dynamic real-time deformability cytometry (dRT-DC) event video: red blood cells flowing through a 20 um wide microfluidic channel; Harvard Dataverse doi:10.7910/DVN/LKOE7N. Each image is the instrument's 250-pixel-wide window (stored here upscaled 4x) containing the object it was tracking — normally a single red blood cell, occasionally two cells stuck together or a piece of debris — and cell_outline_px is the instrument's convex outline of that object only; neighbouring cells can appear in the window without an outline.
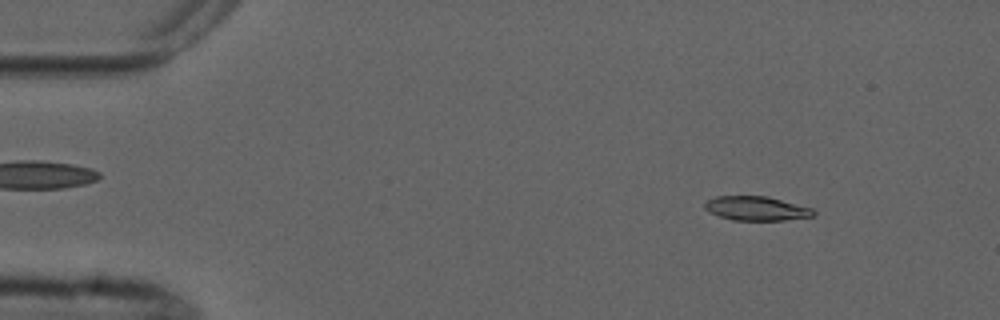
{"species": "common noctule bat (a hibernating species)", "species_latin": "Nyctalus noctula", "temperature_condition": "cold", "stored_images_in_passage": 4, "camera_frame_rate_fps": 3000, "um_per_image_px": 0.085, "animal": {"sex": "male", "forearm_length_mm": 52.5}, "frame": {"image": 1, "passage_image": 1, "time_ms": 0.0, "image_size_px": [1000, 320], "cell_outline_px": [[816, 216], [784, 220], [732, 220], [708, 212], [704, 208], [704, 204], [708, 200], [716, 196], [768, 196], [812, 208], [816, 212]], "centroid_in_image_um": [64.31, 17.72], "position_along_channel_um": 20.7, "area_um2": 15.37}}
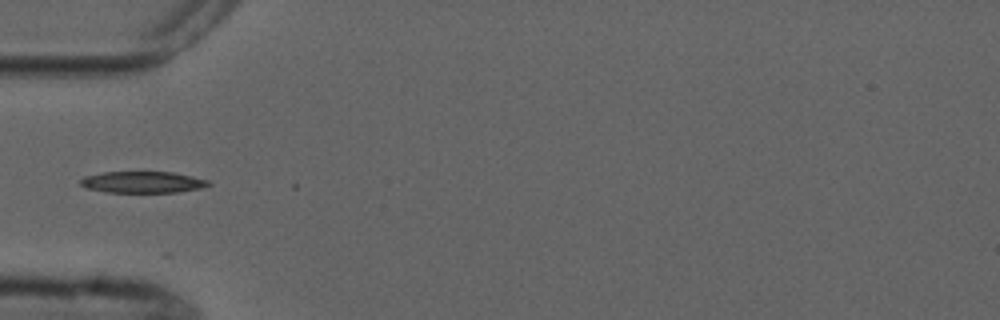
{"frame": {"image": 2, "passage_image": 4, "time_ms": 3.667, "image_size_px": [1000, 320], "cell_outline_px": [[212, 184], [200, 188], [176, 192], [108, 192], [88, 188], [80, 184], [80, 180], [84, 176], [104, 172], [172, 172], [192, 176], [208, 180]], "centroid_in_image_um": [12.13, 15.47], "position_along_channel_um": 72.9, "area_um2": 15.84}}